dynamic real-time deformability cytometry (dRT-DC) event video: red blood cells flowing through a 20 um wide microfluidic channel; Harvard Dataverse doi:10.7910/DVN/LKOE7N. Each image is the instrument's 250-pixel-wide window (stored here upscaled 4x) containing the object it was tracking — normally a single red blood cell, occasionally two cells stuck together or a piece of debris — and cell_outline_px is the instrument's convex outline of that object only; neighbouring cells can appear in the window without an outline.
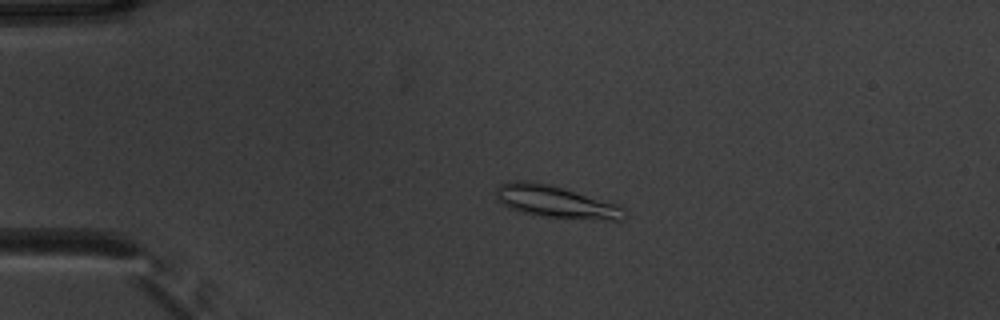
{"species": "common noctule bat (a hibernating species)", "species_latin": "Nyctalus noctula", "temperature_condition": "warm", "stored_images_in_passage": 48, "camera_frame_rate_fps": 3000, "um_per_image_px": 0.085, "animal": {"sex": "male", "body_mass_g": 20.1, "forearm_length_mm": 53.5}, "frame": {"image": 1, "passage_image": 7, "time_ms": 2.0, "image_size_px": [1000, 320], "cell_outline_px": [[628, 216], [620, 220], [608, 220], [540, 216], [520, 212], [508, 208], [496, 200], [496, 188], [500, 184], [512, 180], [524, 180], [548, 184], [620, 204], [628, 212]], "centroid_in_image_um": [47.25, 17.15], "position_along_channel_um": 37.7, "area_um2": 24.33}}
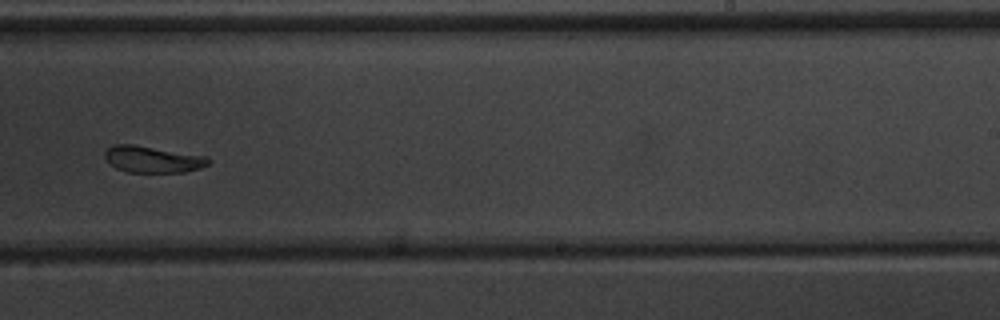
{"frame": {"image": 2, "passage_image": 29, "time_ms": 9.333, "image_size_px": [1000, 320], "cell_outline_px": [[212, 160], [208, 164], [200, 168], [184, 172], [128, 172], [116, 168], [104, 160], [104, 152], [112, 144], [132, 144], [208, 156]], "centroid_in_image_um": [12.96, 13.54], "position_along_channel_um": 276.0, "area_um2": 16.18}}
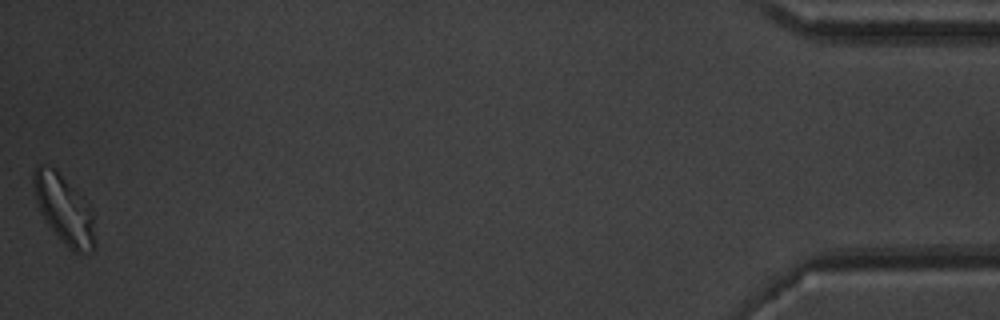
{"frame": {"image": 3, "passage_image": 48, "time_ms": 15.667, "image_size_px": [1000, 320], "cell_outline_px": [[96, 244], [92, 252], [72, 252], [56, 236], [40, 212], [36, 200], [32, 180], [32, 172], [36, 164], [44, 164], [56, 168], [88, 204], [92, 212]], "centroid_in_image_um": [5.43, 17.79], "position_along_channel_um": 429.8, "area_um2": 24.8}, "authors_computed_cell_mechanics": {"area_um2": 18.207, "velocity_mm_per_s": 3.8219, "shape_relaxation_time_tau1_ms": 8.0586, "shape_relaxation_time_tau2_ms": 4.7738, "deformation_change_tau1": 0.1568, "deformation_change_tau2": 0.1001}}